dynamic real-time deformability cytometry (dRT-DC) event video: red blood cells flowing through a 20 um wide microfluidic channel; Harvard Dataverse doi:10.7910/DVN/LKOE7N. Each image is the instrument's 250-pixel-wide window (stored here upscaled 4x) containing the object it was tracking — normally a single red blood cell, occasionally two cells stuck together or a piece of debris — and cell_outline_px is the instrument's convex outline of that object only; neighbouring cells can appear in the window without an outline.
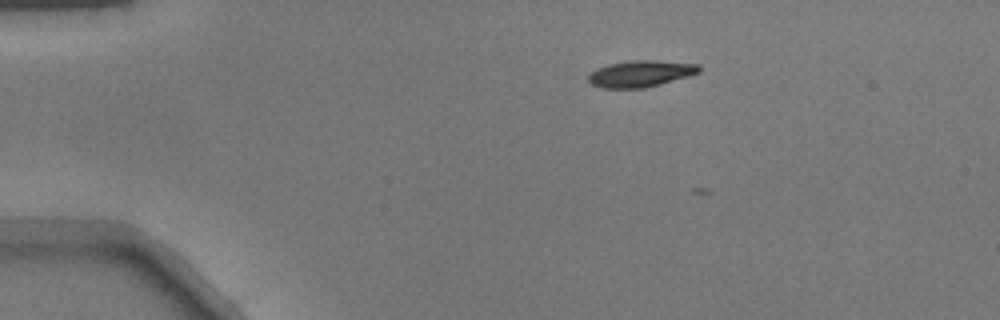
{"species": "common noctule bat (a hibernating species)", "species_latin": "Nyctalus noctula", "temperature_condition": "warm", "stored_images_in_passage": 4, "camera_frame_rate_fps": 3000, "um_per_image_px": 0.085, "animal": {"sex": "male", "body_mass_g": 17.9}, "frame": {"image": 1, "passage_image": 1, "time_ms": 0.0, "image_size_px": [1000, 320], "cell_outline_px": [[700, 72], [688, 76], [660, 84], [644, 88], [604, 88], [588, 84], [588, 76], [596, 68], [608, 64], [628, 60], [656, 60], [700, 64]], "centroid_in_image_um": [54.43, 6.25], "position_along_channel_um": 30.6, "area_um2": 17.22}}